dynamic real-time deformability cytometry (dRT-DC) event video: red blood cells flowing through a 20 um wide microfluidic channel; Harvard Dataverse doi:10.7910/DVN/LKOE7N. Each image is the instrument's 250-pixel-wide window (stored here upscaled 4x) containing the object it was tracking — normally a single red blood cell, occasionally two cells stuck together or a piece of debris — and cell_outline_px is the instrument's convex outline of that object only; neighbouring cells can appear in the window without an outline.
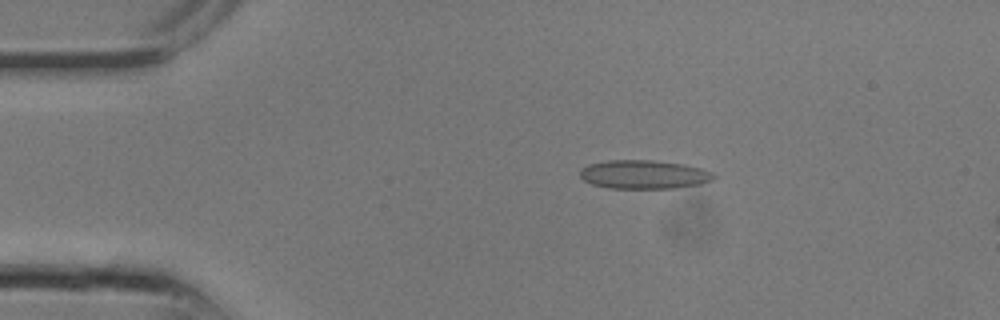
{"species": "common noctule bat (a hibernating species)", "species_latin": "Nyctalus noctula", "temperature_condition": "room temperature", "stored_images_in_passage": 8, "camera_frame_rate_fps": 3000, "um_per_image_px": 0.085, "animal": {"sex": "male", "body_mass_g": 13.3}, "frame": {"image": 1, "passage_image": 2, "time_ms": 0.333, "image_size_px": [1000, 320], "cell_outline_px": [[716, 176], [712, 180], [700, 184], [676, 188], [608, 188], [592, 184], [584, 180], [580, 176], [580, 168], [588, 164], [608, 160], [652, 160], [684, 164], [700, 168], [712, 172]], "centroid_in_image_um": [54.72, 14.83], "position_along_channel_um": 30.3, "area_um2": 22.43}}
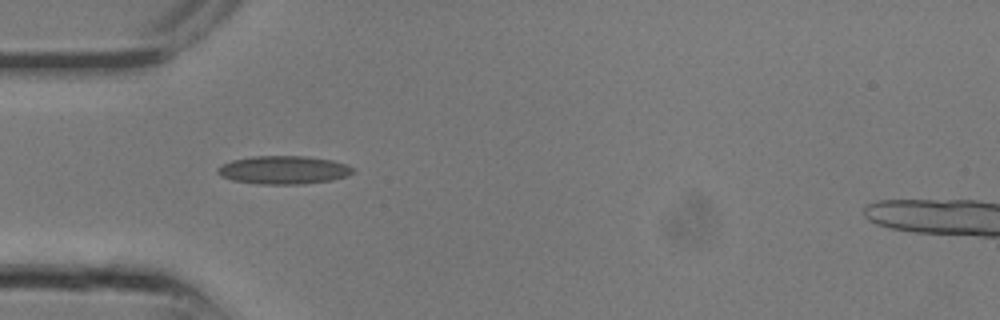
{"frame": {"image": 2, "passage_image": 5, "time_ms": 1.333, "image_size_px": [1000, 320], "cell_outline_px": [[356, 172], [348, 176], [332, 180], [304, 184], [260, 184], [232, 180], [220, 176], [216, 172], [216, 168], [220, 164], [232, 160], [252, 156], [304, 156], [332, 160], [348, 164], [356, 168]], "centroid_in_image_um": [24.13, 14.44], "position_along_channel_um": 60.9, "area_um2": 22.66}}
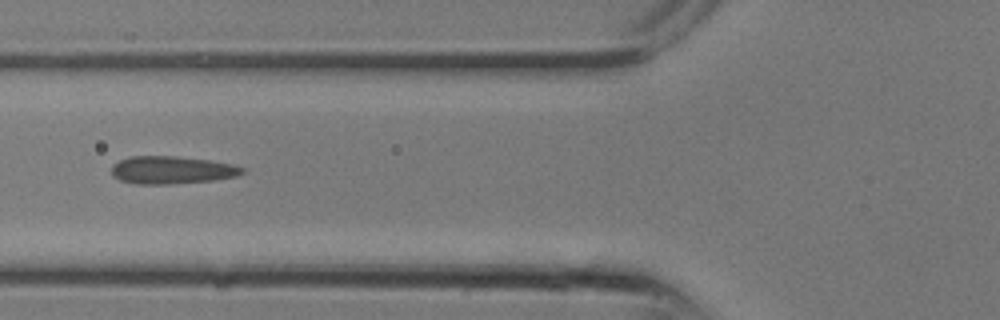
{"frame": {"image": 3, "passage_image": 7, "time_ms": 2.0, "image_size_px": [1000, 320], "cell_outline_px": [[244, 172], [236, 176], [212, 180], [168, 184], [136, 184], [120, 180], [112, 176], [112, 164], [120, 160], [132, 156], [176, 156], [208, 160], [232, 164], [244, 168]], "centroid_in_image_um": [14.57, 14.45], "position_along_channel_um": 111.2, "area_um2": 20.98}}